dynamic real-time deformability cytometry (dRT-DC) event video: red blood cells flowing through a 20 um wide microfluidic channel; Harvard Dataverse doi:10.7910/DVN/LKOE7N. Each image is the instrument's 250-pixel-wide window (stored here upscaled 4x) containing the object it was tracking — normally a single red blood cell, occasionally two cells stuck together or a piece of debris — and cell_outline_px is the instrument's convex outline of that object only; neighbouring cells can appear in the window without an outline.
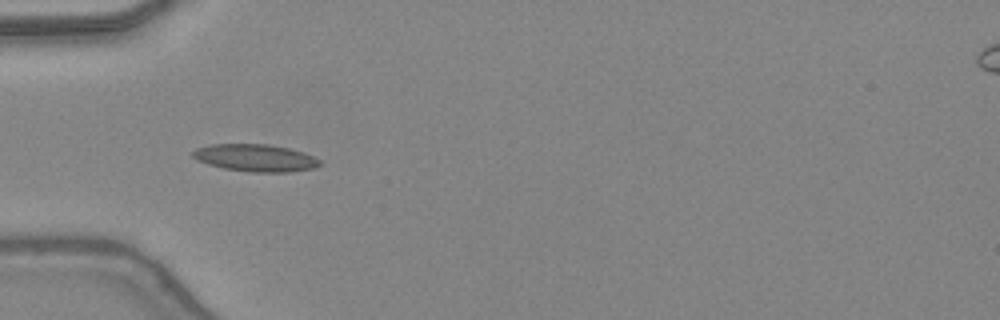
{"species": "common noctule bat (a hibernating species)", "species_latin": "Nyctalus noctula", "temperature_condition": "warm", "stored_images_in_passage": 3, "camera_frame_rate_fps": 3000, "um_per_image_px": 0.085, "animal": {"sex": "female", "body_mass_g": 24.6, "forearm_length_mm": 56.2}, "frame": {"image": 1, "passage_image": 1, "time_ms": 0.0, "image_size_px": [1000, 320], "cell_outline_px": [[320, 164], [312, 168], [288, 172], [252, 172], [224, 168], [208, 164], [196, 160], [192, 156], [192, 152], [196, 148], [212, 144], [268, 144], [288, 148], [304, 152], [320, 160]], "centroid_in_image_um": [21.68, 13.41], "position_along_channel_um": 63.3, "area_um2": 20.06}}